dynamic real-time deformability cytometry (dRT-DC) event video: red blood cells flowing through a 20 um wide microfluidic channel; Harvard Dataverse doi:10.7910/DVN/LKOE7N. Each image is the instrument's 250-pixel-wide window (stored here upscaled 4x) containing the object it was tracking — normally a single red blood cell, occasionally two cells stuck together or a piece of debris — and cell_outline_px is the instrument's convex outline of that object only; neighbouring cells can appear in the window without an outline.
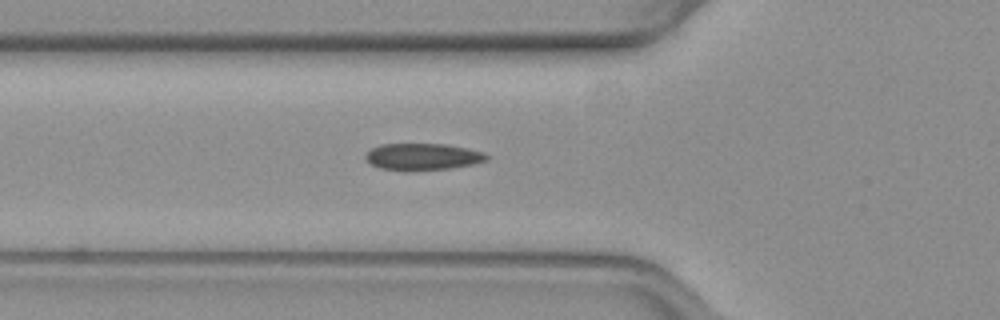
{"species": "common noctule bat (a hibernating species)", "species_latin": "Nyctalus noctula", "temperature_condition": "warm", "stored_images_in_passage": 36, "camera_frame_rate_fps": 3000, "um_per_image_px": 0.085, "animal": {"sex": "female", "body_mass_g": 19.3, "forearm_length_mm": 54.1}, "frame": {"image": 1, "passage_image": 3, "time_ms": 0.667, "image_size_px": [1000, 320], "cell_outline_px": [[488, 160], [472, 164], [448, 168], [404, 172], [380, 168], [372, 164], [364, 156], [372, 148], [380, 144], [448, 144], [468, 148], [484, 152], [488, 156]], "centroid_in_image_um": [35.93, 13.32], "position_along_channel_um": 89.9, "area_um2": 19.02}}
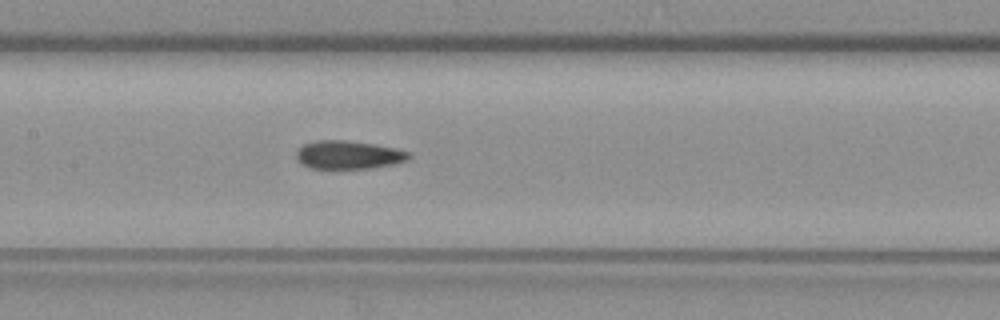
{"frame": {"image": 2, "passage_image": 10, "time_ms": 3.0, "image_size_px": [1000, 320], "cell_outline_px": [[412, 156], [408, 160], [396, 164], [372, 168], [308, 168], [300, 164], [296, 160], [296, 152], [304, 144], [316, 140], [344, 140], [372, 144], [396, 148], [412, 152]], "centroid_in_image_um": [29.64, 13.17], "position_along_channel_um": 177.8, "area_um2": 18.79}}
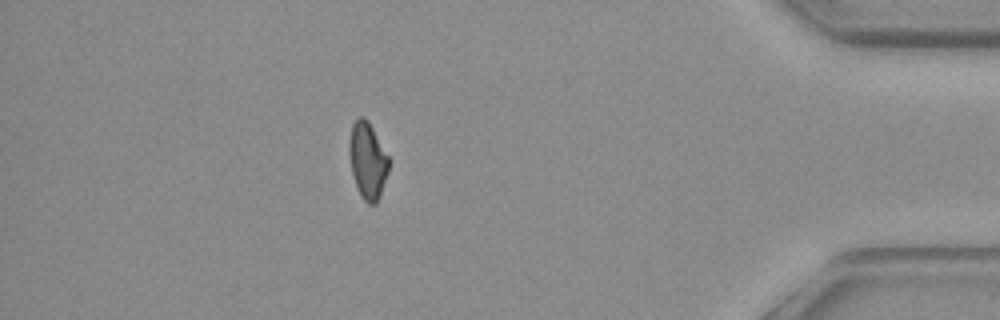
{"frame": {"image": 3, "passage_image": 32, "time_ms": 10.333, "image_size_px": [1000, 320], "cell_outline_px": [[388, 172], [380, 196], [376, 204], [368, 204], [360, 196], [352, 172], [348, 152], [348, 140], [352, 124], [360, 116], [364, 116], [368, 120], [388, 156]], "centroid_in_image_um": [31.23, 13.64], "position_along_channel_um": 404.0, "area_um2": 17.63}}